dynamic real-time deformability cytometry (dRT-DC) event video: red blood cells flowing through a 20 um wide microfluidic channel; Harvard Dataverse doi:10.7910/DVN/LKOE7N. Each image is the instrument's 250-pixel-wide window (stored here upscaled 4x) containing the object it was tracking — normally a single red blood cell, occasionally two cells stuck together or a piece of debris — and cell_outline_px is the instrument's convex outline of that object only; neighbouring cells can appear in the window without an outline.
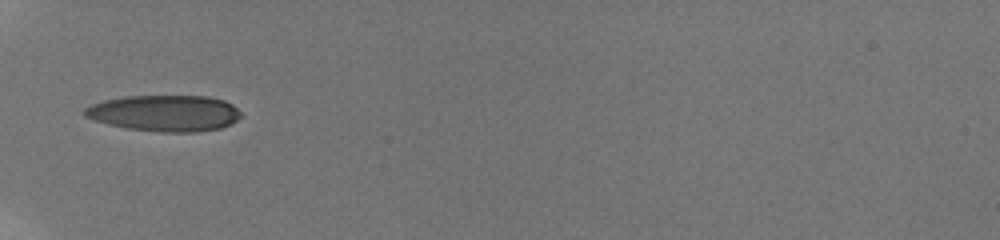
{"species": "human", "species_latin": "Homo sapiens", "temperature_condition": "room temperature", "stored_images_in_passage": 35, "camera_frame_rate_fps": 3000, "um_per_image_px": 0.085, "donor": {"sex": "male"}, "frame": {"image": 1, "passage_image": 1, "time_ms": 0.0, "image_size_px": [1000, 240], "cell_outline_px": [[240, 116], [236, 120], [220, 128], [196, 132], [160, 132], [128, 128], [108, 124], [84, 116], [84, 108], [92, 104], [104, 100], [124, 96], [208, 96], [224, 100], [232, 104], [240, 112]], "centroid_in_image_um": [13.99, 9.61], "position_along_channel_um": 71.0, "area_um2": 32.83}}
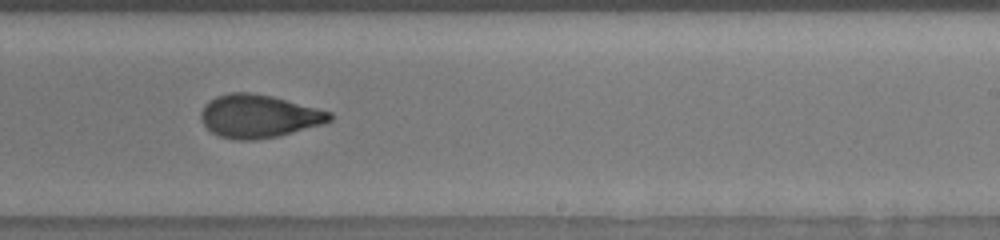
{"frame": {"image": 2, "passage_image": 17, "time_ms": 5.333, "image_size_px": [1000, 240], "cell_outline_px": [[332, 120], [320, 124], [292, 132], [276, 136], [252, 140], [236, 140], [220, 136], [212, 132], [200, 120], [200, 112], [204, 104], [208, 100], [216, 96], [228, 92], [248, 92], [272, 96], [332, 112]], "centroid_in_image_um": [21.93, 9.86], "position_along_channel_um": 267.1, "area_um2": 32.14}}
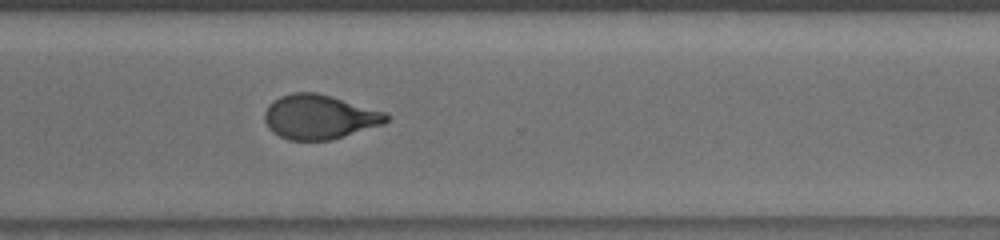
{"frame": {"image": 3, "passage_image": 23, "time_ms": 7.333, "image_size_px": [1000, 240], "cell_outline_px": [[392, 116], [384, 124], [332, 140], [288, 140], [272, 132], [268, 128], [264, 120], [264, 112], [268, 104], [272, 100], [280, 96], [292, 92], [316, 92], [332, 96], [388, 112]], "centroid_in_image_um": [27.16, 9.93], "position_along_channel_um": 343.4, "area_um2": 32.02}, "authors_computed_cell_mechanics": {"area_um2": 32.079, "velocity_mm_per_s": 3.8311, "shape_relaxation_time_tau1_ms": 5.0403, "shape_relaxation_time_tau2_ms": 1.5876, "deformation_change_tau1": 0.2108, "deformation_change_tau2": 0.073}}